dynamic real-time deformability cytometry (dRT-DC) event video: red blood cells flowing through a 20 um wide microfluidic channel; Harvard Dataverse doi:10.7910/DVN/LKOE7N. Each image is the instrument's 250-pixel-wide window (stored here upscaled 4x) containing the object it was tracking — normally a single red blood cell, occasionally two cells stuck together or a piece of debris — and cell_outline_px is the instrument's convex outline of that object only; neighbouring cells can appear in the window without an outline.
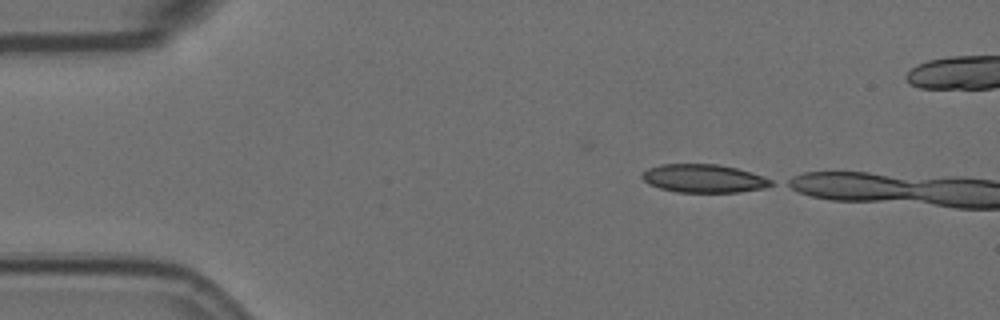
{"species": "Egyptian fruit bat (a non-hibernating species)", "species_latin": "Rousettus aegyptiacus", "temperature_condition": "room temperature", "stored_images_in_passage": 2, "camera_frame_rate_fps": 3000, "um_per_image_px": 0.085, "animal": {"sex": "female"}, "frame": {"image": 1, "passage_image": 2, "time_ms": 0.333, "image_size_px": [1000, 320], "cell_outline_px": [[776, 184], [764, 188], [740, 192], [676, 192], [660, 188], [648, 184], [640, 176], [640, 172], [648, 168], [660, 164], [716, 164], [736, 168], [752, 172], [772, 180]], "centroid_in_image_um": [59.8, 15.17], "position_along_channel_um": 25.2, "area_um2": 21.44}}